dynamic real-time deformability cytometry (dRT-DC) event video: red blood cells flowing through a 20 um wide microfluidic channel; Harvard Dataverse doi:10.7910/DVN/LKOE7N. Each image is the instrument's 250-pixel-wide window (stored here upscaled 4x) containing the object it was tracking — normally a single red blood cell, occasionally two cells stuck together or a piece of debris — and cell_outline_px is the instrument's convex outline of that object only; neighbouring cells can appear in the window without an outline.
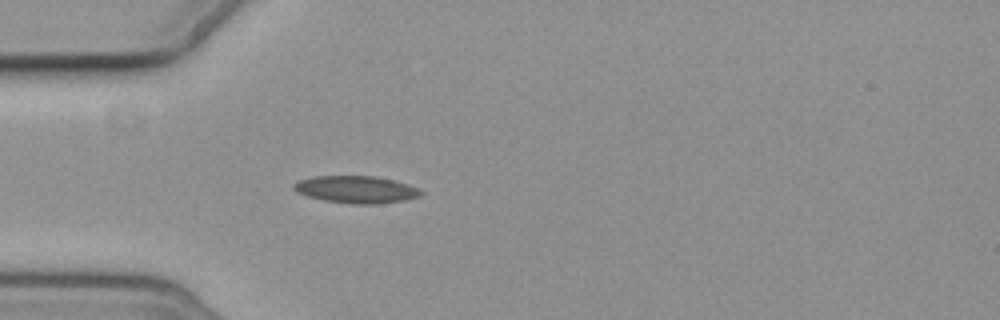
{"species": "common noctule bat (a hibernating species)", "species_latin": "Nyctalus noctula", "temperature_condition": "cold", "stored_images_in_passage": 4, "camera_frame_rate_fps": 3000, "um_per_image_px": 0.085, "animal": {"sex": "female", "body_mass_g": 19.3, "forearm_length_mm": 54.1}, "frame": {"image": 1, "passage_image": 4, "time_ms": 3.667, "image_size_px": [1000, 320], "cell_outline_px": [[424, 192], [420, 196], [404, 200], [376, 204], [352, 204], [324, 200], [308, 196], [296, 192], [292, 188], [292, 184], [300, 180], [312, 176], [376, 176], [408, 184]], "centroid_in_image_um": [30.24, 16.1], "position_along_channel_um": 54.8, "area_um2": 20.11}}